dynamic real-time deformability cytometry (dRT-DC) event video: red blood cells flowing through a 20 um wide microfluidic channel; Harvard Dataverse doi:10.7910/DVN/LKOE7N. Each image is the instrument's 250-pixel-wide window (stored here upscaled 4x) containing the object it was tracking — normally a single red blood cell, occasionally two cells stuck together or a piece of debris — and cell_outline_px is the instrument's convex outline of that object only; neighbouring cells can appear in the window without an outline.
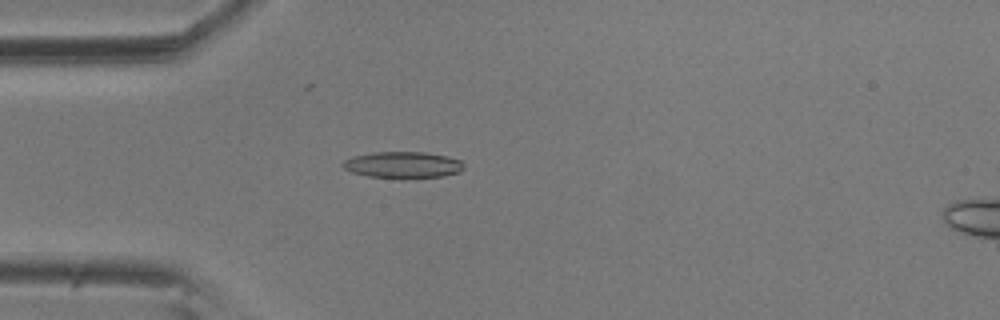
{"species": "common noctule bat (a hibernating species)", "species_latin": "Nyctalus noctula", "temperature_condition": "room temperature", "stored_images_in_passage": 4, "camera_frame_rate_fps": 3000, "um_per_image_px": 0.085, "animal": {"sex": "male", "body_mass_g": 20.5, "forearm_length_mm": 52.5}, "frame": {"image": 1, "passage_image": 4, "time_ms": 1.0, "image_size_px": [1000, 320], "cell_outline_px": [[464, 168], [460, 172], [444, 176], [368, 176], [352, 172], [344, 168], [340, 164], [344, 160], [352, 156], [372, 152], [424, 152], [448, 156], [460, 160], [464, 164]], "centroid_in_image_um": [34.24, 13.97], "position_along_channel_um": 50.8, "area_um2": 18.15}}